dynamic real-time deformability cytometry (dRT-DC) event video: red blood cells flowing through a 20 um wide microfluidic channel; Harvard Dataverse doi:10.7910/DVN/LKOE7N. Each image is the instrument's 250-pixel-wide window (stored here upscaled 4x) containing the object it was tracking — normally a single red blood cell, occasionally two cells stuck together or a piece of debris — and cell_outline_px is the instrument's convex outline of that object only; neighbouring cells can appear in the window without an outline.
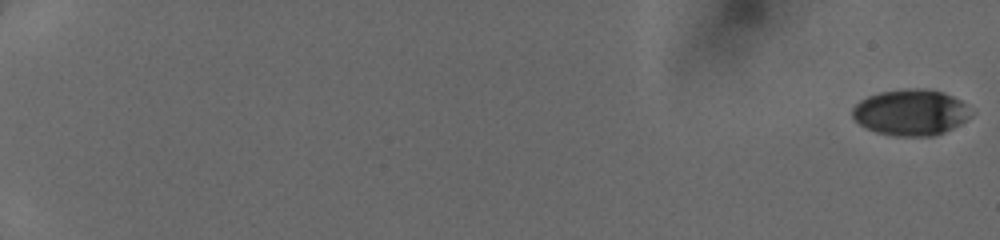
{"species": "human", "species_latin": "Homo sapiens", "temperature_condition": "cold", "stored_images_in_passage": 54, "camera_frame_rate_fps": 3000, "um_per_image_px": 0.085, "donor": {"sex": "female"}, "frame": {"image": 1, "passage_image": 1, "time_ms": 0.0, "image_size_px": [1000, 240], "cell_outline_px": [[968, 116], [960, 124], [944, 132], [932, 136], [896, 136], [876, 132], [860, 124], [852, 116], [852, 108], [860, 100], [868, 96], [880, 92], [904, 88], [920, 88], [940, 92], [952, 96], [960, 100], [964, 104]], "centroid_in_image_um": [77.34, 9.55], "position_along_channel_um": 7.7, "area_um2": 31.27}}
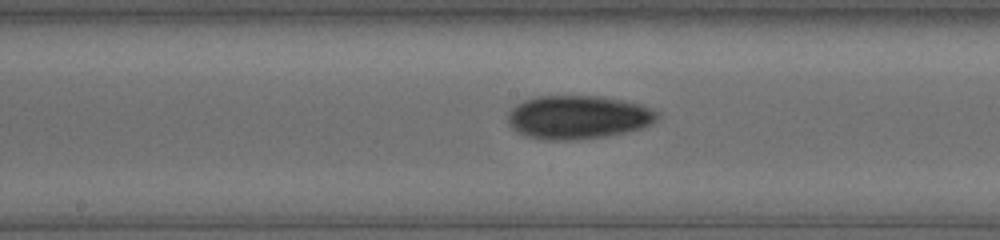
{"frame": {"image": 2, "passage_image": 31, "time_ms": 10.0, "image_size_px": [1000, 240], "cell_outline_px": [[656, 120], [652, 124], [628, 132], [604, 136], [568, 140], [544, 140], [528, 136], [512, 128], [508, 124], [508, 112], [516, 104], [524, 100], [536, 96], [600, 96], [624, 100], [640, 104], [652, 108], [656, 112]], "centroid_in_image_um": [49.12, 9.95], "position_along_channel_um": 199.1, "area_um2": 37.8}}
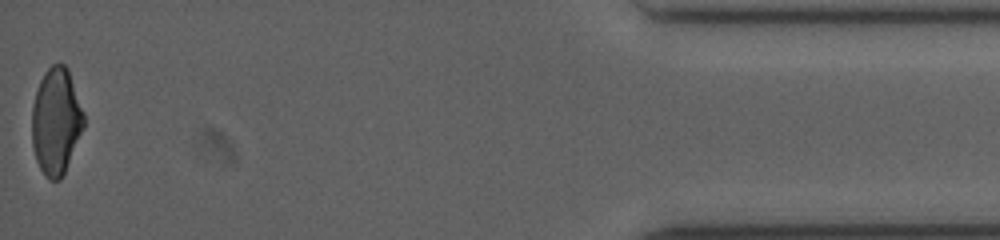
{"frame": {"image": 3, "passage_image": 54, "time_ms": 17.0, "image_size_px": [1000, 240], "cell_outline_px": [[84, 124], [64, 172], [60, 180], [48, 180], [44, 176], [36, 160], [32, 144], [32, 104], [40, 80], [44, 72], [52, 64], [64, 64], [68, 68], [84, 112]], "centroid_in_image_um": [4.75, 10.29], "position_along_channel_um": 430.5, "area_um2": 32.02}}